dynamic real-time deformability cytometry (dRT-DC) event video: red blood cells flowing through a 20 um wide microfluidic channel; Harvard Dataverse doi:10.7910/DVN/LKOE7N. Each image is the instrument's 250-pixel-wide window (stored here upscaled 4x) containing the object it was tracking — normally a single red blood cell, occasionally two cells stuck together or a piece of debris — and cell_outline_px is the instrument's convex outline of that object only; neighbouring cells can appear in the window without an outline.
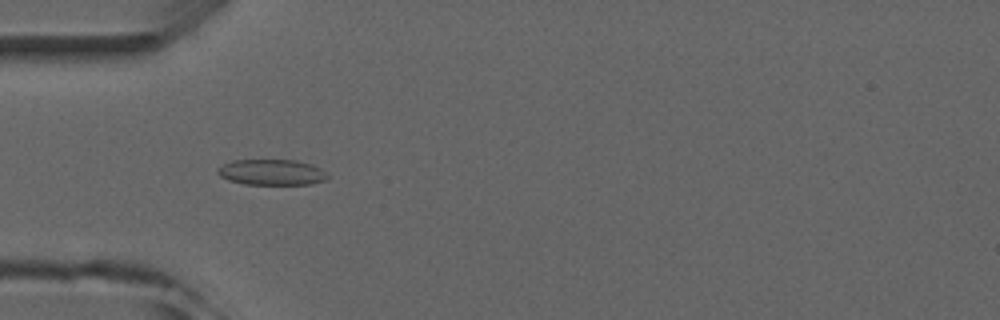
{"species": "common noctule bat (a hibernating species)", "species_latin": "Nyctalus noctula", "temperature_condition": "room temperature", "stored_images_in_passage": 8, "camera_frame_rate_fps": 3000, "um_per_image_px": 0.085, "animal": {"sex": "male", "forearm_length_mm": 52.5}, "frame": {"image": 1, "passage_image": 4, "time_ms": 4.333, "image_size_px": [1000, 320], "cell_outline_px": [[328, 176], [324, 180], [312, 184], [244, 184], [228, 180], [220, 176], [216, 172], [216, 168], [232, 160], [296, 160], [312, 164], [320, 168]], "centroid_in_image_um": [23.05, 14.64], "position_along_channel_um": 61.9, "area_um2": 16.47}}
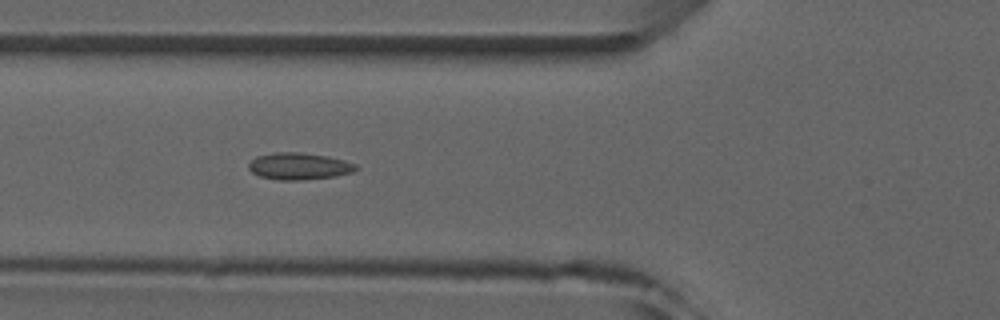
{"frame": {"image": 2, "passage_image": 5, "time_ms": 5.333, "image_size_px": [1000, 320], "cell_outline_px": [[360, 168], [352, 172], [336, 176], [300, 180], [276, 180], [260, 176], [252, 172], [248, 168], [248, 164], [256, 156], [272, 152], [300, 152], [328, 156], [344, 160], [356, 164]], "centroid_in_image_um": [25.42, 14.12], "position_along_channel_um": 100.4, "area_um2": 16.94}}
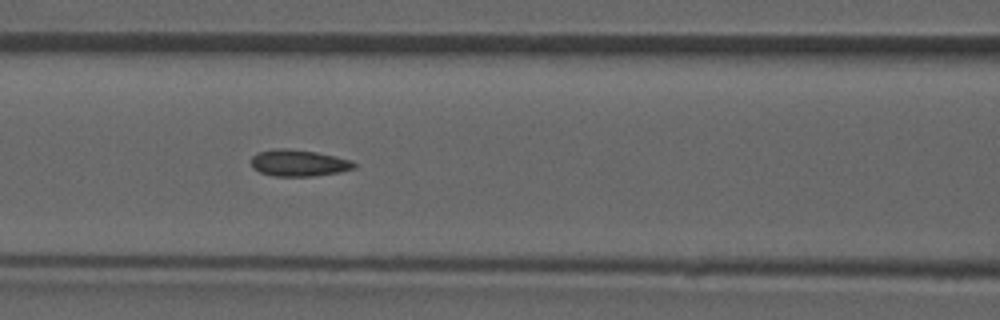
{"frame": {"image": 3, "passage_image": 6, "time_ms": 6.333, "image_size_px": [1000, 320], "cell_outline_px": [[356, 168], [340, 172], [312, 176], [272, 176], [260, 172], [252, 168], [252, 156], [256, 152], [276, 148], [288, 148], [316, 152], [336, 156], [352, 160], [356, 164]], "centroid_in_image_um": [25.39, 13.85], "position_along_channel_um": 141.2, "area_um2": 16.13}}